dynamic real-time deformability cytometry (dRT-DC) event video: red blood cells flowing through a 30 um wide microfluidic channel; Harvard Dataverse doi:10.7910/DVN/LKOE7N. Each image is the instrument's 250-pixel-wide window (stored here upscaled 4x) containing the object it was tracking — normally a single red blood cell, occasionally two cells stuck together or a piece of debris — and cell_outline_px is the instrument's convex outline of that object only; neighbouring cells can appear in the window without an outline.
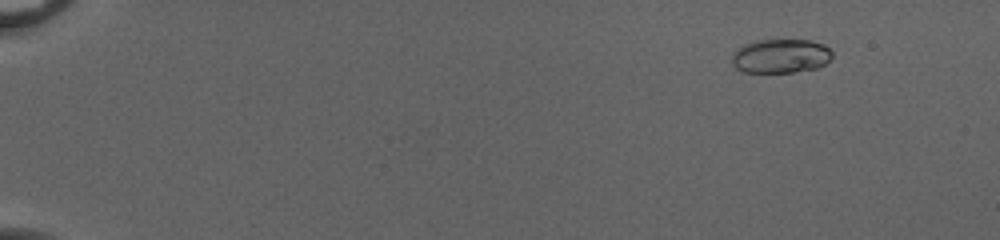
{"species": "common noctule bat (a hibernating species)", "species_latin": "Nyctalus noctula", "temperature_condition": "cold", "stored_images_in_passage": 48, "camera_frame_rate_fps": 3000, "um_per_image_px": 0.085, "animal": {"sex": "female", "body_mass_g": 20.0, "forearm_length_mm": 54.0}, "frame": {"image": 1, "passage_image": 1, "time_ms": 0.0, "image_size_px": [1000, 240], "cell_outline_px": [[832, 56], [824, 64], [816, 68], [792, 72], [740, 72], [732, 64], [732, 56], [744, 44], [760, 40], [812, 40], [824, 44], [832, 52]], "centroid_in_image_um": [66.36, 4.76], "position_along_channel_um": 18.6, "area_um2": 19.77}}
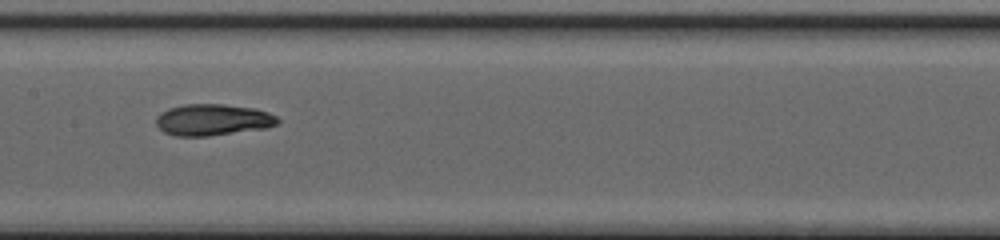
{"frame": {"image": 2, "passage_image": 25, "time_ms": 8.0, "image_size_px": [1000, 240], "cell_outline_px": [[280, 124], [268, 128], [208, 136], [176, 136], [164, 132], [156, 124], [156, 116], [160, 112], [168, 108], [184, 104], [224, 104], [256, 108], [268, 112], [276, 116], [280, 120]], "centroid_in_image_um": [18.12, 10.18], "position_along_channel_um": 189.3, "area_um2": 22.6}}
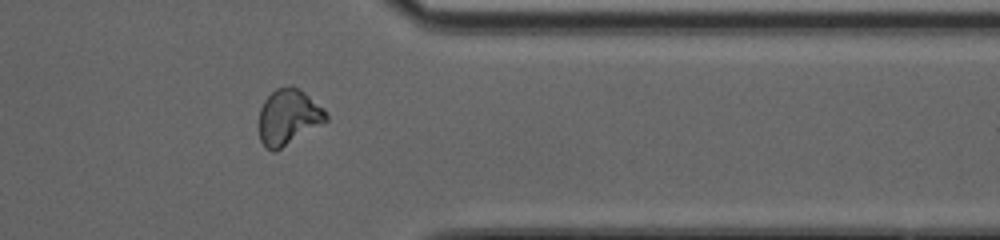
{"frame": {"image": 3, "passage_image": 40, "time_ms": 13.0, "image_size_px": [1000, 240], "cell_outline_px": [[328, 120], [324, 124], [280, 148], [272, 152], [264, 148], [260, 140], [260, 108], [264, 100], [276, 88], [288, 84], [292, 84], [300, 88], [324, 108], [328, 116]], "centroid_in_image_um": [24.53, 9.92], "position_along_channel_um": 386.9, "area_um2": 22.02}, "authors_computed_cell_mechanics": {"area_um2": 21.1259, "velocity_mm_per_s": 4.0508, "shape_relaxation_time_tau1_ms": 5.1179, "shape_relaxation_time_tau2_ms": 1.913, "deformation_change_tau1": 0.1925, "deformation_change_tau2": 0.0636}}